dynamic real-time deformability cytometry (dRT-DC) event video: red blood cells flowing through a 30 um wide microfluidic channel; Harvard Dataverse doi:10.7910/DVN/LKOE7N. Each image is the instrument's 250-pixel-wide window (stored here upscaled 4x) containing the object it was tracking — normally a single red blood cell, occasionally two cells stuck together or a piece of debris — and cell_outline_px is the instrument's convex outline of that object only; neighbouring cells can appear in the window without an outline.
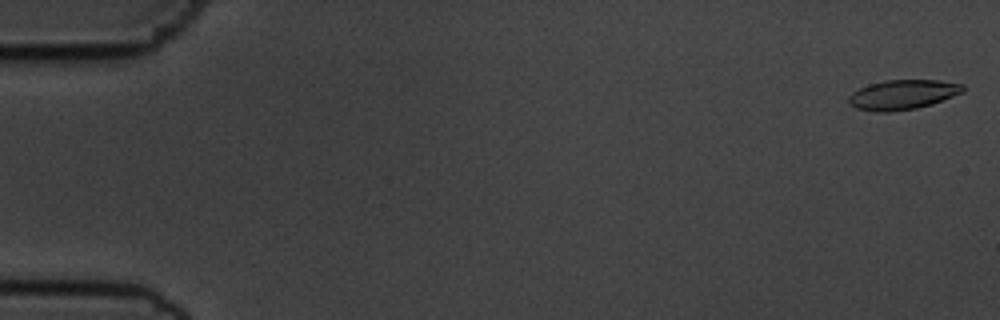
{"species": "common noctule bat (a hibernating species)", "species_latin": "Nyctalus noctula", "temperature_condition": "cold", "stored_images_in_passage": 55, "camera_frame_rate_fps": 3000, "um_per_image_px": 0.085, "animal": {"sex": "male", "body_mass_g": 19.5, "forearm_length_mm": 54.6}, "frame": {"image": 1, "passage_image": 1, "time_ms": 0.0, "image_size_px": [1000, 320], "cell_outline_px": [[964, 92], [932, 104], [916, 108], [892, 112], [876, 112], [856, 108], [848, 104], [848, 96], [852, 92], [868, 84], [884, 80], [940, 80], [964, 84]], "centroid_in_image_um": [76.72, 8.04], "position_along_channel_um": 8.3, "area_um2": 20.0}}
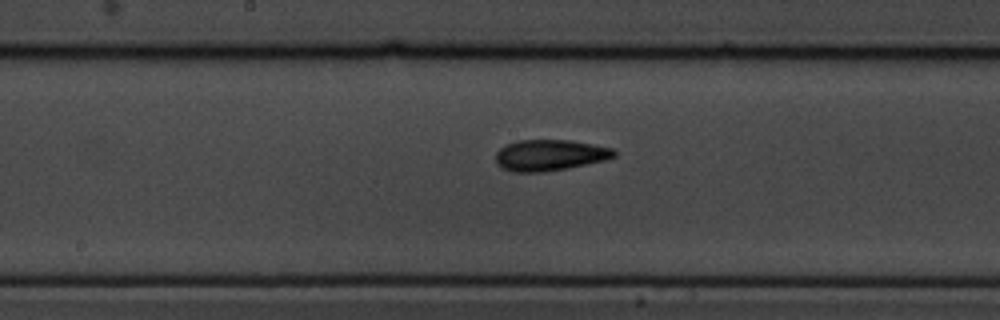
{"frame": {"image": 2, "passage_image": 29, "time_ms": 9.333, "image_size_px": [1000, 320], "cell_outline_px": [[616, 156], [604, 160], [568, 168], [544, 172], [512, 172], [500, 168], [496, 164], [496, 152], [504, 144], [516, 140], [568, 140], [592, 144], [612, 148], [616, 152]], "centroid_in_image_um": [46.67, 13.19], "position_along_channel_um": 201.5, "area_um2": 21.62}}
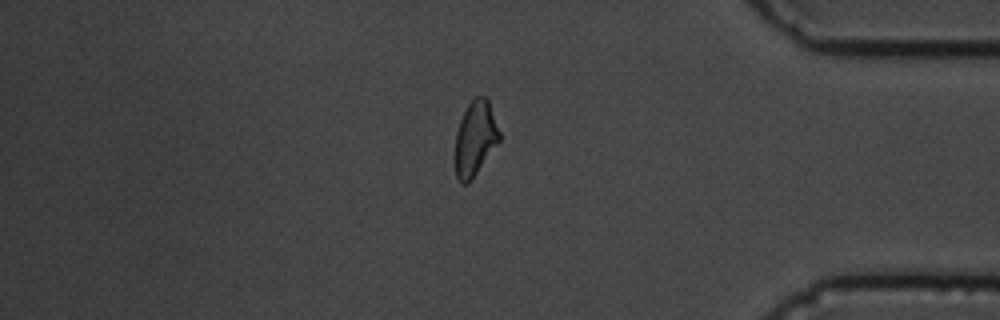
{"frame": {"image": 3, "passage_image": 47, "time_ms": 15.333, "image_size_px": [1000, 320], "cell_outline_px": [[500, 140], [472, 180], [468, 184], [460, 184], [456, 176], [456, 132], [460, 120], [468, 104], [476, 96], [484, 96], [488, 100], [500, 132]], "centroid_in_image_um": [40.39, 11.79], "position_along_channel_um": 394.8, "area_um2": 19.13}, "authors_computed_cell_mechanics": {"area_um2": 20.1722, "velocity_mm_per_s": 3.6439, "shape_relaxation_time_tau1_ms": 3.8757, "shape_relaxation_time_tau2_ms": 2.0007, "deformation_change_tau1": 0.1521, "deformation_change_tau2": 0.1017}}